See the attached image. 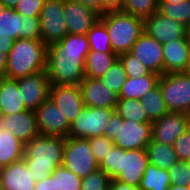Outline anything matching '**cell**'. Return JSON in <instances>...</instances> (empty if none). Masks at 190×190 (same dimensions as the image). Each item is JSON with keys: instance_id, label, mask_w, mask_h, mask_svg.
Instances as JSON below:
<instances>
[{"instance_id": "obj_39", "label": "cell", "mask_w": 190, "mask_h": 190, "mask_svg": "<svg viewBox=\"0 0 190 190\" xmlns=\"http://www.w3.org/2000/svg\"><path fill=\"white\" fill-rule=\"evenodd\" d=\"M89 143L91 146L92 153L94 154V157L99 164L108 154L109 149H111L114 146L113 140L109 139L106 136L89 138Z\"/></svg>"}, {"instance_id": "obj_42", "label": "cell", "mask_w": 190, "mask_h": 190, "mask_svg": "<svg viewBox=\"0 0 190 190\" xmlns=\"http://www.w3.org/2000/svg\"><path fill=\"white\" fill-rule=\"evenodd\" d=\"M34 190H56V178L48 175L45 179L36 182Z\"/></svg>"}, {"instance_id": "obj_29", "label": "cell", "mask_w": 190, "mask_h": 190, "mask_svg": "<svg viewBox=\"0 0 190 190\" xmlns=\"http://www.w3.org/2000/svg\"><path fill=\"white\" fill-rule=\"evenodd\" d=\"M148 119L153 122L169 112L163 100L161 88L157 85L140 99Z\"/></svg>"}, {"instance_id": "obj_8", "label": "cell", "mask_w": 190, "mask_h": 190, "mask_svg": "<svg viewBox=\"0 0 190 190\" xmlns=\"http://www.w3.org/2000/svg\"><path fill=\"white\" fill-rule=\"evenodd\" d=\"M62 165L81 178L97 170L99 163L92 153L89 139L65 138Z\"/></svg>"}, {"instance_id": "obj_20", "label": "cell", "mask_w": 190, "mask_h": 190, "mask_svg": "<svg viewBox=\"0 0 190 190\" xmlns=\"http://www.w3.org/2000/svg\"><path fill=\"white\" fill-rule=\"evenodd\" d=\"M79 86L81 88L84 106L93 108H116L118 95L104 86L99 79L85 77Z\"/></svg>"}, {"instance_id": "obj_24", "label": "cell", "mask_w": 190, "mask_h": 190, "mask_svg": "<svg viewBox=\"0 0 190 190\" xmlns=\"http://www.w3.org/2000/svg\"><path fill=\"white\" fill-rule=\"evenodd\" d=\"M159 77V74L153 72L140 78L128 77L121 88L118 99H142L158 85Z\"/></svg>"}, {"instance_id": "obj_16", "label": "cell", "mask_w": 190, "mask_h": 190, "mask_svg": "<svg viewBox=\"0 0 190 190\" xmlns=\"http://www.w3.org/2000/svg\"><path fill=\"white\" fill-rule=\"evenodd\" d=\"M187 113L168 112L152 122L151 139L173 146L174 141L188 128Z\"/></svg>"}, {"instance_id": "obj_50", "label": "cell", "mask_w": 190, "mask_h": 190, "mask_svg": "<svg viewBox=\"0 0 190 190\" xmlns=\"http://www.w3.org/2000/svg\"><path fill=\"white\" fill-rule=\"evenodd\" d=\"M182 0H158V2H173V3H178Z\"/></svg>"}, {"instance_id": "obj_5", "label": "cell", "mask_w": 190, "mask_h": 190, "mask_svg": "<svg viewBox=\"0 0 190 190\" xmlns=\"http://www.w3.org/2000/svg\"><path fill=\"white\" fill-rule=\"evenodd\" d=\"M100 20L105 24L111 48L117 55L130 52L143 30V19L121 10H109L101 14Z\"/></svg>"}, {"instance_id": "obj_26", "label": "cell", "mask_w": 190, "mask_h": 190, "mask_svg": "<svg viewBox=\"0 0 190 190\" xmlns=\"http://www.w3.org/2000/svg\"><path fill=\"white\" fill-rule=\"evenodd\" d=\"M146 151L149 163L160 169L169 170L179 161L173 146L156 142L152 139L147 145Z\"/></svg>"}, {"instance_id": "obj_10", "label": "cell", "mask_w": 190, "mask_h": 190, "mask_svg": "<svg viewBox=\"0 0 190 190\" xmlns=\"http://www.w3.org/2000/svg\"><path fill=\"white\" fill-rule=\"evenodd\" d=\"M0 33L17 39H41L40 17L23 16L0 2Z\"/></svg>"}, {"instance_id": "obj_34", "label": "cell", "mask_w": 190, "mask_h": 190, "mask_svg": "<svg viewBox=\"0 0 190 190\" xmlns=\"http://www.w3.org/2000/svg\"><path fill=\"white\" fill-rule=\"evenodd\" d=\"M127 73L119 59L112 65V67L99 78V80L108 87L109 90L119 95L121 88L127 79Z\"/></svg>"}, {"instance_id": "obj_44", "label": "cell", "mask_w": 190, "mask_h": 190, "mask_svg": "<svg viewBox=\"0 0 190 190\" xmlns=\"http://www.w3.org/2000/svg\"><path fill=\"white\" fill-rule=\"evenodd\" d=\"M78 2L84 6L91 7L100 14H104L107 10L102 6L100 0H71Z\"/></svg>"}, {"instance_id": "obj_38", "label": "cell", "mask_w": 190, "mask_h": 190, "mask_svg": "<svg viewBox=\"0 0 190 190\" xmlns=\"http://www.w3.org/2000/svg\"><path fill=\"white\" fill-rule=\"evenodd\" d=\"M167 172L171 184L185 186L190 182V162L178 161Z\"/></svg>"}, {"instance_id": "obj_17", "label": "cell", "mask_w": 190, "mask_h": 190, "mask_svg": "<svg viewBox=\"0 0 190 190\" xmlns=\"http://www.w3.org/2000/svg\"><path fill=\"white\" fill-rule=\"evenodd\" d=\"M64 17L71 34L86 35L101 14L91 7L71 0H63Z\"/></svg>"}, {"instance_id": "obj_14", "label": "cell", "mask_w": 190, "mask_h": 190, "mask_svg": "<svg viewBox=\"0 0 190 190\" xmlns=\"http://www.w3.org/2000/svg\"><path fill=\"white\" fill-rule=\"evenodd\" d=\"M143 30L162 44L171 40L188 39L187 27L184 24L168 18L158 11L143 19Z\"/></svg>"}, {"instance_id": "obj_9", "label": "cell", "mask_w": 190, "mask_h": 190, "mask_svg": "<svg viewBox=\"0 0 190 190\" xmlns=\"http://www.w3.org/2000/svg\"><path fill=\"white\" fill-rule=\"evenodd\" d=\"M115 109L84 106L77 118L70 123L69 136L85 138L104 136L105 126Z\"/></svg>"}, {"instance_id": "obj_11", "label": "cell", "mask_w": 190, "mask_h": 190, "mask_svg": "<svg viewBox=\"0 0 190 190\" xmlns=\"http://www.w3.org/2000/svg\"><path fill=\"white\" fill-rule=\"evenodd\" d=\"M41 40L47 45L62 40L68 33L63 0H46L40 13Z\"/></svg>"}, {"instance_id": "obj_4", "label": "cell", "mask_w": 190, "mask_h": 190, "mask_svg": "<svg viewBox=\"0 0 190 190\" xmlns=\"http://www.w3.org/2000/svg\"><path fill=\"white\" fill-rule=\"evenodd\" d=\"M48 45L41 39H17L8 53L4 76L11 79L46 70Z\"/></svg>"}, {"instance_id": "obj_1", "label": "cell", "mask_w": 190, "mask_h": 190, "mask_svg": "<svg viewBox=\"0 0 190 190\" xmlns=\"http://www.w3.org/2000/svg\"><path fill=\"white\" fill-rule=\"evenodd\" d=\"M90 45L86 35L68 33L48 45L46 72L51 85H80Z\"/></svg>"}, {"instance_id": "obj_13", "label": "cell", "mask_w": 190, "mask_h": 190, "mask_svg": "<svg viewBox=\"0 0 190 190\" xmlns=\"http://www.w3.org/2000/svg\"><path fill=\"white\" fill-rule=\"evenodd\" d=\"M34 112L40 135L64 138L69 136L70 123L50 98L44 101Z\"/></svg>"}, {"instance_id": "obj_52", "label": "cell", "mask_w": 190, "mask_h": 190, "mask_svg": "<svg viewBox=\"0 0 190 190\" xmlns=\"http://www.w3.org/2000/svg\"><path fill=\"white\" fill-rule=\"evenodd\" d=\"M187 116H188V126L190 127V109L187 111Z\"/></svg>"}, {"instance_id": "obj_46", "label": "cell", "mask_w": 190, "mask_h": 190, "mask_svg": "<svg viewBox=\"0 0 190 190\" xmlns=\"http://www.w3.org/2000/svg\"><path fill=\"white\" fill-rule=\"evenodd\" d=\"M102 6L107 10H119L122 0H100Z\"/></svg>"}, {"instance_id": "obj_51", "label": "cell", "mask_w": 190, "mask_h": 190, "mask_svg": "<svg viewBox=\"0 0 190 190\" xmlns=\"http://www.w3.org/2000/svg\"><path fill=\"white\" fill-rule=\"evenodd\" d=\"M187 38L190 43V25L187 27Z\"/></svg>"}, {"instance_id": "obj_7", "label": "cell", "mask_w": 190, "mask_h": 190, "mask_svg": "<svg viewBox=\"0 0 190 190\" xmlns=\"http://www.w3.org/2000/svg\"><path fill=\"white\" fill-rule=\"evenodd\" d=\"M158 85L169 112L187 113L190 109V72L160 75Z\"/></svg>"}, {"instance_id": "obj_49", "label": "cell", "mask_w": 190, "mask_h": 190, "mask_svg": "<svg viewBox=\"0 0 190 190\" xmlns=\"http://www.w3.org/2000/svg\"><path fill=\"white\" fill-rule=\"evenodd\" d=\"M167 190H189V187L188 185H185V186H178V185H174V184H171Z\"/></svg>"}, {"instance_id": "obj_35", "label": "cell", "mask_w": 190, "mask_h": 190, "mask_svg": "<svg viewBox=\"0 0 190 190\" xmlns=\"http://www.w3.org/2000/svg\"><path fill=\"white\" fill-rule=\"evenodd\" d=\"M51 175L56 178V190H81L82 178L63 165L58 166Z\"/></svg>"}, {"instance_id": "obj_3", "label": "cell", "mask_w": 190, "mask_h": 190, "mask_svg": "<svg viewBox=\"0 0 190 190\" xmlns=\"http://www.w3.org/2000/svg\"><path fill=\"white\" fill-rule=\"evenodd\" d=\"M148 164L146 149L124 150L114 145L99 164V168L111 179L139 187Z\"/></svg>"}, {"instance_id": "obj_15", "label": "cell", "mask_w": 190, "mask_h": 190, "mask_svg": "<svg viewBox=\"0 0 190 190\" xmlns=\"http://www.w3.org/2000/svg\"><path fill=\"white\" fill-rule=\"evenodd\" d=\"M129 53L139 59L149 71L164 74L163 44L145 32L133 44Z\"/></svg>"}, {"instance_id": "obj_40", "label": "cell", "mask_w": 190, "mask_h": 190, "mask_svg": "<svg viewBox=\"0 0 190 190\" xmlns=\"http://www.w3.org/2000/svg\"><path fill=\"white\" fill-rule=\"evenodd\" d=\"M173 148L179 161L190 162V127L174 141Z\"/></svg>"}, {"instance_id": "obj_30", "label": "cell", "mask_w": 190, "mask_h": 190, "mask_svg": "<svg viewBox=\"0 0 190 190\" xmlns=\"http://www.w3.org/2000/svg\"><path fill=\"white\" fill-rule=\"evenodd\" d=\"M115 111L122 119L134 120L137 123L151 122L138 99H118Z\"/></svg>"}, {"instance_id": "obj_41", "label": "cell", "mask_w": 190, "mask_h": 190, "mask_svg": "<svg viewBox=\"0 0 190 190\" xmlns=\"http://www.w3.org/2000/svg\"><path fill=\"white\" fill-rule=\"evenodd\" d=\"M46 0H20L14 10L23 16L40 17Z\"/></svg>"}, {"instance_id": "obj_2", "label": "cell", "mask_w": 190, "mask_h": 190, "mask_svg": "<svg viewBox=\"0 0 190 190\" xmlns=\"http://www.w3.org/2000/svg\"><path fill=\"white\" fill-rule=\"evenodd\" d=\"M64 144V137L45 135H39L25 144L23 160L36 182L62 166Z\"/></svg>"}, {"instance_id": "obj_23", "label": "cell", "mask_w": 190, "mask_h": 190, "mask_svg": "<svg viewBox=\"0 0 190 190\" xmlns=\"http://www.w3.org/2000/svg\"><path fill=\"white\" fill-rule=\"evenodd\" d=\"M26 110L17 80L4 77L1 81L0 116Z\"/></svg>"}, {"instance_id": "obj_48", "label": "cell", "mask_w": 190, "mask_h": 190, "mask_svg": "<svg viewBox=\"0 0 190 190\" xmlns=\"http://www.w3.org/2000/svg\"><path fill=\"white\" fill-rule=\"evenodd\" d=\"M20 0H0L7 8L14 9Z\"/></svg>"}, {"instance_id": "obj_25", "label": "cell", "mask_w": 190, "mask_h": 190, "mask_svg": "<svg viewBox=\"0 0 190 190\" xmlns=\"http://www.w3.org/2000/svg\"><path fill=\"white\" fill-rule=\"evenodd\" d=\"M25 144L9 130L0 127V166L4 167L24 157Z\"/></svg>"}, {"instance_id": "obj_45", "label": "cell", "mask_w": 190, "mask_h": 190, "mask_svg": "<svg viewBox=\"0 0 190 190\" xmlns=\"http://www.w3.org/2000/svg\"><path fill=\"white\" fill-rule=\"evenodd\" d=\"M108 190H140V189L136 186L124 184L118 180L111 179L110 186H109Z\"/></svg>"}, {"instance_id": "obj_19", "label": "cell", "mask_w": 190, "mask_h": 190, "mask_svg": "<svg viewBox=\"0 0 190 190\" xmlns=\"http://www.w3.org/2000/svg\"><path fill=\"white\" fill-rule=\"evenodd\" d=\"M0 127L9 130L24 144L40 135L33 110L0 116Z\"/></svg>"}, {"instance_id": "obj_36", "label": "cell", "mask_w": 190, "mask_h": 190, "mask_svg": "<svg viewBox=\"0 0 190 190\" xmlns=\"http://www.w3.org/2000/svg\"><path fill=\"white\" fill-rule=\"evenodd\" d=\"M118 59L122 63L127 77L140 78L151 73L139 59L135 58L129 52L118 55Z\"/></svg>"}, {"instance_id": "obj_43", "label": "cell", "mask_w": 190, "mask_h": 190, "mask_svg": "<svg viewBox=\"0 0 190 190\" xmlns=\"http://www.w3.org/2000/svg\"><path fill=\"white\" fill-rule=\"evenodd\" d=\"M14 39L6 34L0 33V52L8 55L9 51L13 47Z\"/></svg>"}, {"instance_id": "obj_53", "label": "cell", "mask_w": 190, "mask_h": 190, "mask_svg": "<svg viewBox=\"0 0 190 190\" xmlns=\"http://www.w3.org/2000/svg\"><path fill=\"white\" fill-rule=\"evenodd\" d=\"M5 76H4V73L2 72V71H0V85H1V81H2V79L4 78Z\"/></svg>"}, {"instance_id": "obj_6", "label": "cell", "mask_w": 190, "mask_h": 190, "mask_svg": "<svg viewBox=\"0 0 190 190\" xmlns=\"http://www.w3.org/2000/svg\"><path fill=\"white\" fill-rule=\"evenodd\" d=\"M152 122L137 123L122 119L115 111L105 126L104 136L124 150L146 149L151 141Z\"/></svg>"}, {"instance_id": "obj_31", "label": "cell", "mask_w": 190, "mask_h": 190, "mask_svg": "<svg viewBox=\"0 0 190 190\" xmlns=\"http://www.w3.org/2000/svg\"><path fill=\"white\" fill-rule=\"evenodd\" d=\"M158 12L186 27L190 25V0H182L178 3L158 2Z\"/></svg>"}, {"instance_id": "obj_21", "label": "cell", "mask_w": 190, "mask_h": 190, "mask_svg": "<svg viewBox=\"0 0 190 190\" xmlns=\"http://www.w3.org/2000/svg\"><path fill=\"white\" fill-rule=\"evenodd\" d=\"M35 184L23 159L2 167L0 190H34Z\"/></svg>"}, {"instance_id": "obj_12", "label": "cell", "mask_w": 190, "mask_h": 190, "mask_svg": "<svg viewBox=\"0 0 190 190\" xmlns=\"http://www.w3.org/2000/svg\"><path fill=\"white\" fill-rule=\"evenodd\" d=\"M17 82L22 100L28 110L35 111L49 99L51 83L46 70L17 79Z\"/></svg>"}, {"instance_id": "obj_28", "label": "cell", "mask_w": 190, "mask_h": 190, "mask_svg": "<svg viewBox=\"0 0 190 190\" xmlns=\"http://www.w3.org/2000/svg\"><path fill=\"white\" fill-rule=\"evenodd\" d=\"M170 185L167 170L149 163L138 188L140 190H167Z\"/></svg>"}, {"instance_id": "obj_27", "label": "cell", "mask_w": 190, "mask_h": 190, "mask_svg": "<svg viewBox=\"0 0 190 190\" xmlns=\"http://www.w3.org/2000/svg\"><path fill=\"white\" fill-rule=\"evenodd\" d=\"M117 59L118 55L116 53L89 51L85 61V77L99 79L106 74Z\"/></svg>"}, {"instance_id": "obj_47", "label": "cell", "mask_w": 190, "mask_h": 190, "mask_svg": "<svg viewBox=\"0 0 190 190\" xmlns=\"http://www.w3.org/2000/svg\"><path fill=\"white\" fill-rule=\"evenodd\" d=\"M7 60H8V55L0 52V71H2L3 73H5L7 67Z\"/></svg>"}, {"instance_id": "obj_33", "label": "cell", "mask_w": 190, "mask_h": 190, "mask_svg": "<svg viewBox=\"0 0 190 190\" xmlns=\"http://www.w3.org/2000/svg\"><path fill=\"white\" fill-rule=\"evenodd\" d=\"M119 10L145 19L158 11V0H122Z\"/></svg>"}, {"instance_id": "obj_32", "label": "cell", "mask_w": 190, "mask_h": 190, "mask_svg": "<svg viewBox=\"0 0 190 190\" xmlns=\"http://www.w3.org/2000/svg\"><path fill=\"white\" fill-rule=\"evenodd\" d=\"M90 50L100 51L102 53H114L111 48L108 32L105 24L99 19L86 34Z\"/></svg>"}, {"instance_id": "obj_18", "label": "cell", "mask_w": 190, "mask_h": 190, "mask_svg": "<svg viewBox=\"0 0 190 190\" xmlns=\"http://www.w3.org/2000/svg\"><path fill=\"white\" fill-rule=\"evenodd\" d=\"M49 98L59 107L69 123L77 118L84 107L79 85H51Z\"/></svg>"}, {"instance_id": "obj_22", "label": "cell", "mask_w": 190, "mask_h": 190, "mask_svg": "<svg viewBox=\"0 0 190 190\" xmlns=\"http://www.w3.org/2000/svg\"><path fill=\"white\" fill-rule=\"evenodd\" d=\"M164 74L189 72L190 43L188 39L163 43Z\"/></svg>"}, {"instance_id": "obj_37", "label": "cell", "mask_w": 190, "mask_h": 190, "mask_svg": "<svg viewBox=\"0 0 190 190\" xmlns=\"http://www.w3.org/2000/svg\"><path fill=\"white\" fill-rule=\"evenodd\" d=\"M111 178L104 170L98 168L87 177L82 178L81 190H108Z\"/></svg>"}]
</instances>
